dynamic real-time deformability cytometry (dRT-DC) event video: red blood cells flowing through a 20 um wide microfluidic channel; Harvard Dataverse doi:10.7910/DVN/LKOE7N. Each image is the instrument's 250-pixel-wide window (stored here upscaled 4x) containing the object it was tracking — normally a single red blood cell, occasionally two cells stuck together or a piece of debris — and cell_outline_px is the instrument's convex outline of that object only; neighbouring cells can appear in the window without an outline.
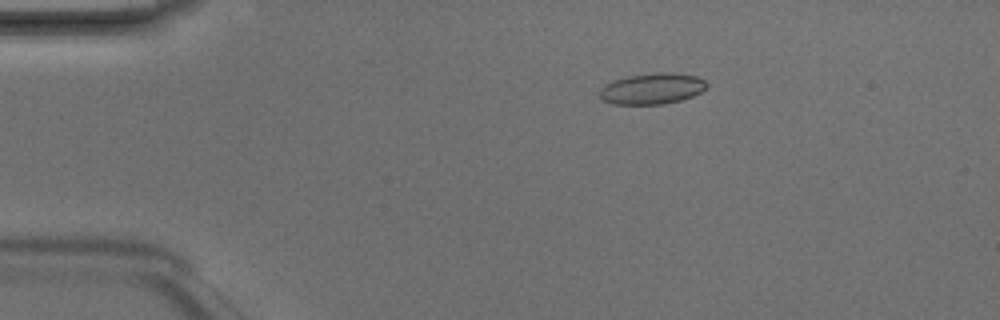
{"species": "Egyptian fruit bat (a non-hibernating species)", "species_latin": "Rousettus aegyptiacus", "temperature_condition": "room temperature", "stored_images_in_passage": 5, "camera_frame_rate_fps": 3000, "um_per_image_px": 0.085, "animal": {"sex": "male"}, "frame": {"image": 1, "passage_image": 5, "time_ms": 1.333, "image_size_px": [1000, 320], "cell_outline_px": [[708, 84], [700, 92], [692, 96], [680, 100], [660, 104], [612, 104], [604, 100], [600, 96], [600, 88], [604, 84], [612, 80], [628, 76], [660, 72], [672, 72], [696, 76], [704, 80]], "centroid_in_image_um": [55.4, 7.52], "position_along_channel_um": 29.6, "area_um2": 19.25}}